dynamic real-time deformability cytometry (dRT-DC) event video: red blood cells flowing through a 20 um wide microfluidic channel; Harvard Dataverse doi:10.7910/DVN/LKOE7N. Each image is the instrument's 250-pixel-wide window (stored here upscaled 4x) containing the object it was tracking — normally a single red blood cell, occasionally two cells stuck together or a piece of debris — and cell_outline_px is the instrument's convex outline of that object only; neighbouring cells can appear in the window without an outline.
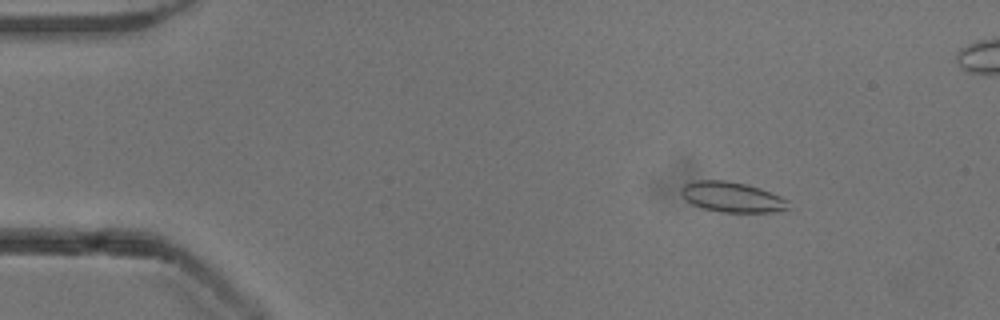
{"species": "common noctule bat (a hibernating species)", "species_latin": "Nyctalus noctula", "temperature_condition": "cold", "stored_images_in_passage": 54, "camera_frame_rate_fps": 3000, "um_per_image_px": 0.085, "animal": {"sex": "male", "body_mass_g": 13.3}, "frame": {"image": 1, "passage_image": 8, "time_ms": 2.333, "image_size_px": [1000, 320], "cell_outline_px": [[788, 208], [776, 212], [720, 212], [704, 208], [692, 204], [680, 192], [680, 188], [684, 184], [696, 180], [724, 180], [748, 184], [760, 188], [780, 196], [788, 200]], "centroid_in_image_um": [62.22, 16.74], "position_along_channel_um": 22.8, "area_um2": 18.84}}
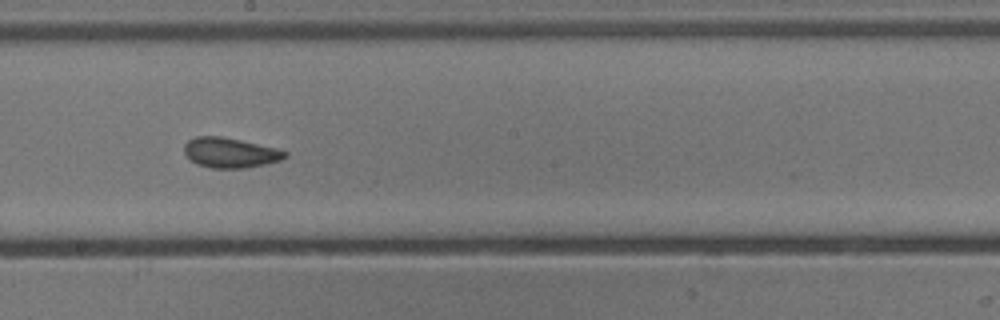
{"frame": {"image": 2, "passage_image": 30, "time_ms": 9.667, "image_size_px": [1000, 320], "cell_outline_px": [[288, 156], [280, 160], [264, 164], [244, 168], [212, 168], [196, 164], [184, 152], [184, 144], [188, 140], [196, 136], [220, 136], [240, 140], [276, 148], [288, 152]], "centroid_in_image_um": [19.55, 12.98], "position_along_channel_um": 228.6, "area_um2": 17.51}}
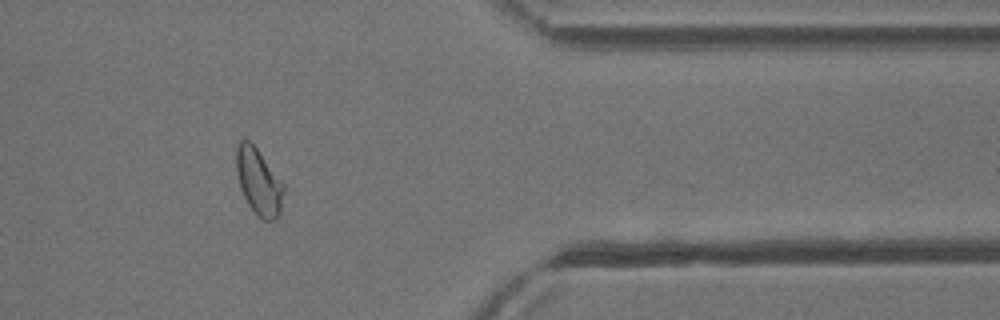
{"frame": {"image": 3, "passage_image": 44, "time_ms": 14.333, "image_size_px": [1000, 320], "cell_outline_px": [[284, 192], [280, 212], [276, 220], [264, 220], [248, 204], [240, 188], [236, 172], [236, 148], [240, 140], [248, 140], [256, 148], [284, 184]], "centroid_in_image_um": [21.98, 15.45], "position_along_channel_um": 389.4, "area_um2": 18.03}, "authors_computed_cell_mechanics": {"area_um2": 18.0047, "velocity_mm_per_s": 3.8894, "shape_relaxation_time_tau1_ms": 2.8983, "shape_relaxation_time_tau2_ms": 1.4357, "deformation_change_tau1": 0.0974, "deformation_change_tau2": 0.0677}}